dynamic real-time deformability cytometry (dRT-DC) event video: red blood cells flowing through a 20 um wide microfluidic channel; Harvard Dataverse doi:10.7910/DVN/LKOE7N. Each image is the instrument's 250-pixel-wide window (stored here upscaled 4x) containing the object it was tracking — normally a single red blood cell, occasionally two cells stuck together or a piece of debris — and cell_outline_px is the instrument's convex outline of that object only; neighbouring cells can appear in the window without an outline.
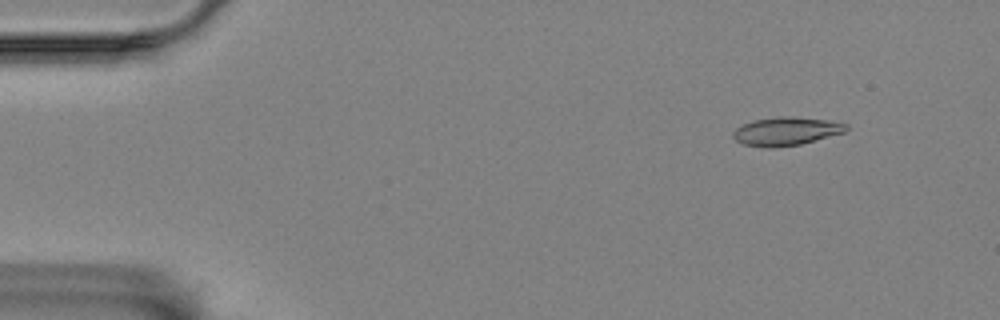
{"species": "Egyptian fruit bat (a non-hibernating species)", "species_latin": "Rousettus aegyptiacus", "temperature_condition": "room temperature", "stored_images_in_passage": 57, "camera_frame_rate_fps": 3000, "um_per_image_px": 0.085, "animal": {"sex": "female"}, "frame": {"image": 1, "passage_image": 6, "time_ms": 1.667, "image_size_px": [1000, 320], "cell_outline_px": [[848, 128], [844, 132], [800, 144], [772, 148], [744, 144], [736, 140], [732, 136], [732, 132], [736, 128], [752, 120], [780, 116], [792, 116], [828, 120], [848, 124]], "centroid_in_image_um": [66.81, 11.14], "position_along_channel_um": 18.2, "area_um2": 18.55}}
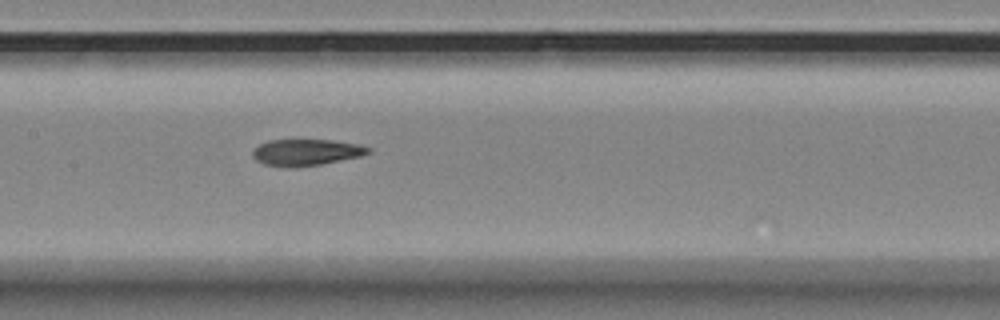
{"frame": {"image": 2, "passage_image": 28, "time_ms": 9.0, "image_size_px": [1000, 320], "cell_outline_px": [[372, 152], [360, 156], [320, 164], [292, 168], [284, 168], [264, 164], [256, 160], [252, 156], [252, 152], [260, 144], [268, 140], [332, 140], [360, 144], [372, 148]], "centroid_in_image_um": [26.03, 12.95], "position_along_channel_um": 181.4, "area_um2": 17.92}}
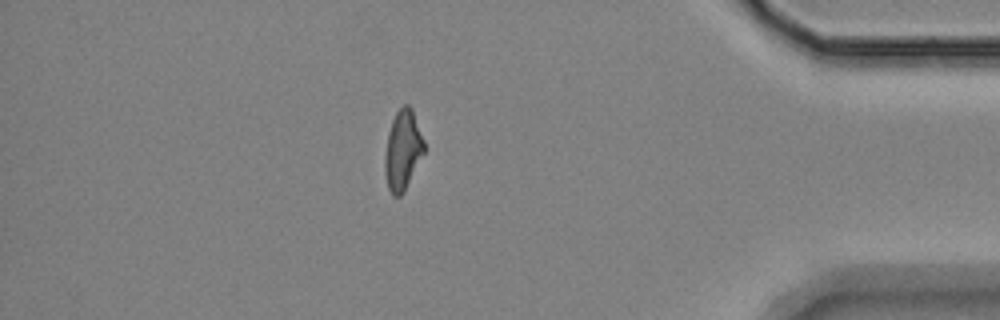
{"frame": {"image": 3, "passage_image": 50, "time_ms": 16.333, "image_size_px": [1000, 320], "cell_outline_px": [[424, 152], [404, 192], [400, 196], [392, 196], [388, 188], [384, 172], [384, 156], [388, 132], [392, 120], [396, 112], [404, 104], [408, 104], [412, 108], [424, 140]], "centroid_in_image_um": [34.22, 12.77], "position_along_channel_um": 401.0, "area_um2": 18.32}, "authors_computed_cell_mechanics": {"area_um2": 18.3804, "velocity_mm_per_s": 3.4849, "shape_relaxation_time_tau1_ms": null, "shape_relaxation_time_tau2_ms": 3.3091, "deformation_change_tau1": null, "deformation_change_tau2": 0.1185}}